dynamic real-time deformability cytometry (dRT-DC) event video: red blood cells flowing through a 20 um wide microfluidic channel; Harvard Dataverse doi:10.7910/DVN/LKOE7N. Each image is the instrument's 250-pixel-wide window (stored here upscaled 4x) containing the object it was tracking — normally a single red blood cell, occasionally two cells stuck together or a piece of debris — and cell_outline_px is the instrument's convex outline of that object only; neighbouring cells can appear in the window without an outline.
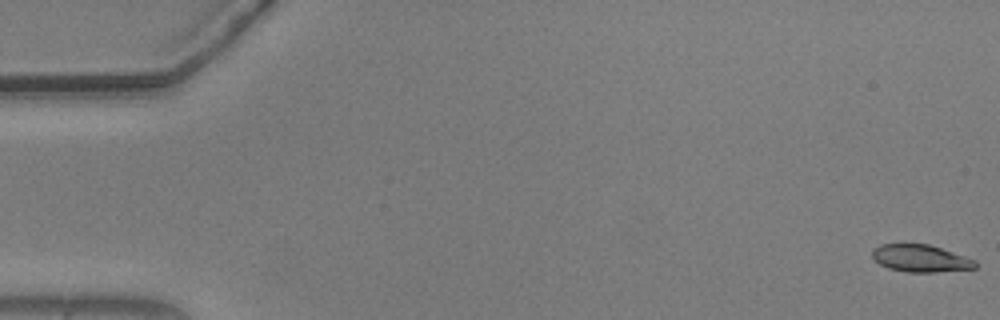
{"species": "common noctule bat (a hibernating species)", "species_latin": "Nyctalus noctula", "temperature_condition": "warm", "stored_images_in_passage": 26, "camera_frame_rate_fps": 3000, "um_per_image_px": 0.085, "animal": {"sex": "male", "body_mass_g": 20.5, "forearm_length_mm": 52.5}, "frame": {"image": 1, "passage_image": 1, "time_ms": 0.0, "image_size_px": [1000, 320], "cell_outline_px": [[976, 268], [936, 272], [908, 272], [888, 268], [880, 264], [872, 256], [872, 248], [880, 244], [928, 244], [976, 260]], "centroid_in_image_um": [78.22, 21.96], "position_along_channel_um": 6.8, "area_um2": 16.24}}
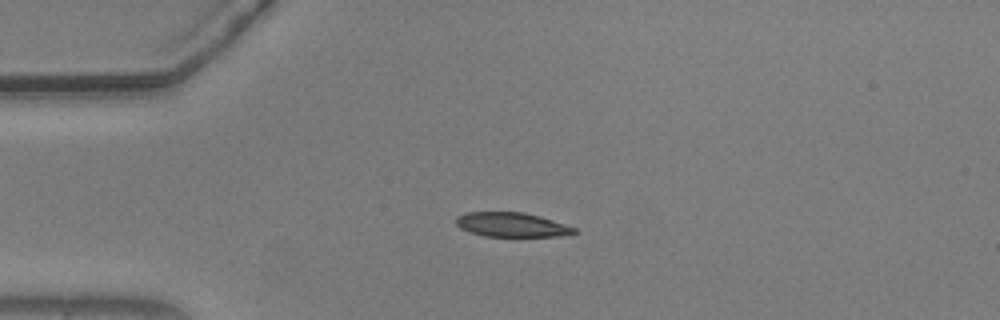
{"frame": {"image": 2, "passage_image": 14, "time_ms": 4.333, "image_size_px": [1000, 320], "cell_outline_px": [[580, 232], [568, 236], [484, 236], [460, 228], [456, 224], [456, 216], [464, 212], [524, 212], [540, 216], [576, 228]], "centroid_in_image_um": [43.53, 19.1], "position_along_channel_um": 41.5, "area_um2": 16.88}}
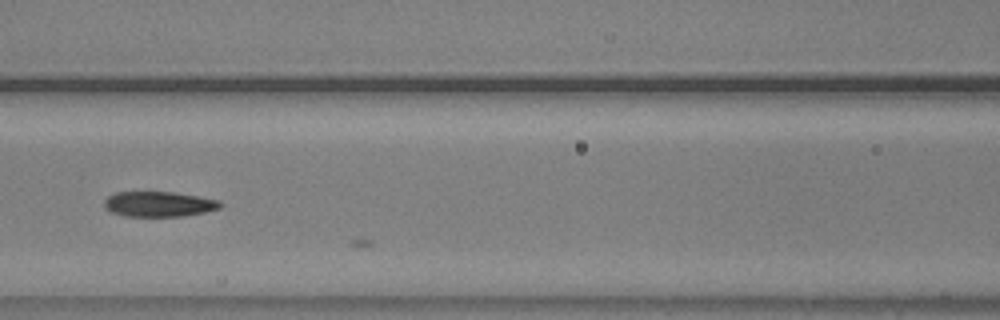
{"frame": {"image": 3, "passage_image": 25, "time_ms": 8.0, "image_size_px": [1000, 320], "cell_outline_px": [[224, 204], [220, 208], [204, 212], [180, 216], [124, 216], [112, 212], [104, 208], [104, 200], [108, 196], [116, 192], [172, 192], [220, 200]], "centroid_in_image_um": [13.49, 17.34], "position_along_channel_um": 153.1, "area_um2": 16.99}}